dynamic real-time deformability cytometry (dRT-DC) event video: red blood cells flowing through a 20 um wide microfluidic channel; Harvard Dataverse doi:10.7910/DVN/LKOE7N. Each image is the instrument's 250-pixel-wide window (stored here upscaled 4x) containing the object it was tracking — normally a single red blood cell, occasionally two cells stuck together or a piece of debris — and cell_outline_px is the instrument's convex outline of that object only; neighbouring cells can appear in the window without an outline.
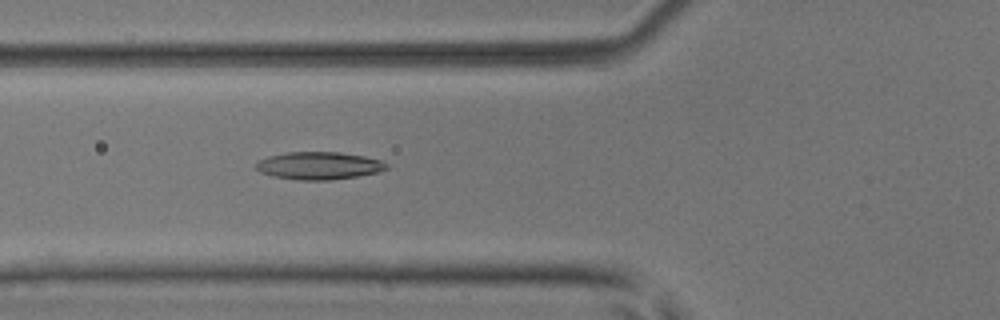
{"species": "common noctule bat (a hibernating species)", "species_latin": "Nyctalus noctula", "temperature_condition": "room temperature", "stored_images_in_passage": 46, "camera_frame_rate_fps": 3000, "um_per_image_px": 0.085, "animal": {"sex": "male", "body_mass_g": 17.9, "forearm_length_mm": 54.2}, "frame": {"image": 1, "passage_image": 15, "time_ms": 4.667, "image_size_px": [1000, 320], "cell_outline_px": [[388, 168], [376, 172], [356, 176], [332, 180], [296, 180], [272, 176], [260, 172], [256, 168], [256, 164], [260, 160], [268, 156], [288, 152], [340, 152], [364, 156], [380, 160], [388, 164]], "centroid_in_image_um": [27.09, 14.08], "position_along_channel_um": 98.7, "area_um2": 20.92}}
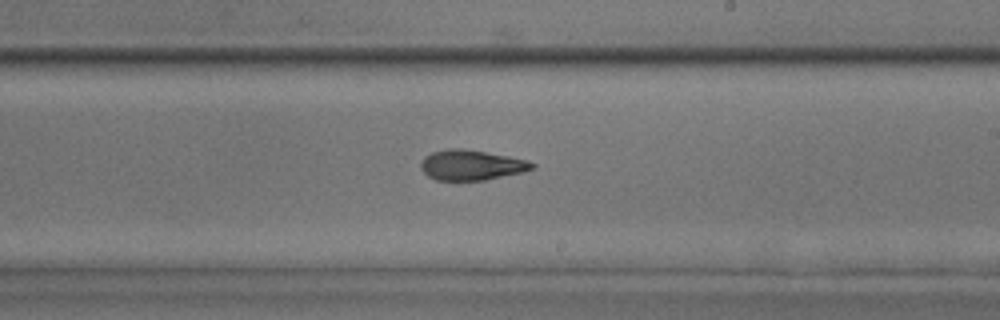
{"frame": {"image": 2, "passage_image": 26, "time_ms": 8.333, "image_size_px": [1000, 320], "cell_outline_px": [[536, 168], [524, 172], [484, 180], [436, 180], [428, 176], [420, 168], [420, 160], [424, 156], [432, 152], [448, 148], [460, 148], [508, 156], [528, 160], [536, 164]], "centroid_in_image_um": [40.06, 14.03], "position_along_channel_um": 248.9, "area_um2": 19.71}}
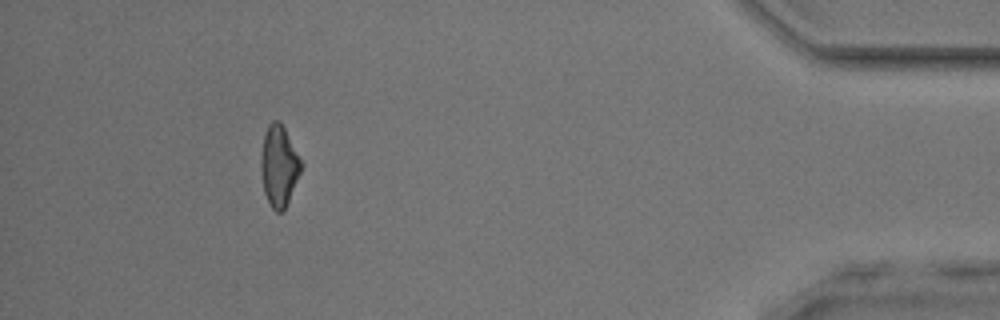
{"frame": {"image": 3, "passage_image": 42, "time_ms": 13.667, "image_size_px": [1000, 320], "cell_outline_px": [[304, 164], [288, 200], [284, 208], [280, 212], [276, 212], [272, 208], [264, 192], [260, 168], [260, 156], [264, 136], [268, 124], [272, 120], [280, 120]], "centroid_in_image_um": [23.71, 14.06], "position_along_channel_um": 411.5, "area_um2": 18.9}, "authors_computed_cell_mechanics": {"area_um2": 19.7387, "velocity_mm_per_s": 4.1067, "shape_relaxation_time_tau1_ms": null, "shape_relaxation_time_tau2_ms": 2.7778, "deformation_change_tau1": null, "deformation_change_tau2": 0.109}}